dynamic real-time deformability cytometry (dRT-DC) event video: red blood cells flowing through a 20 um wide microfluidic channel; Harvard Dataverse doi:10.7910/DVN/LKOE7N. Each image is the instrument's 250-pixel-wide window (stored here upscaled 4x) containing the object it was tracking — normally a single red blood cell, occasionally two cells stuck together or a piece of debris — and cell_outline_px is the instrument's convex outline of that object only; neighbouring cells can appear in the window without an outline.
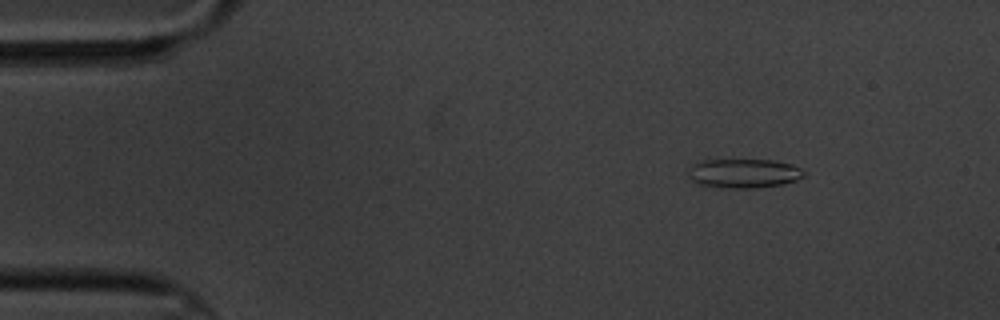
{"species": "common noctule bat (a hibernating species)", "species_latin": "Nyctalus noctula", "temperature_condition": "cold", "stored_images_in_passage": 9, "camera_frame_rate_fps": 3000, "um_per_image_px": 0.085, "animal": {"sex": "male", "body_mass_g": 20.1, "forearm_length_mm": 53.5}, "frame": {"image": 1, "passage_image": 3, "time_ms": 2.333, "image_size_px": [1000, 320], "cell_outline_px": [[804, 176], [796, 180], [784, 184], [752, 188], [732, 188], [700, 184], [692, 180], [688, 176], [692, 164], [704, 160], [772, 160], [792, 164], [800, 168], [804, 172]], "centroid_in_image_um": [63.25, 14.73], "position_along_channel_um": 21.8, "area_um2": 19.42}}
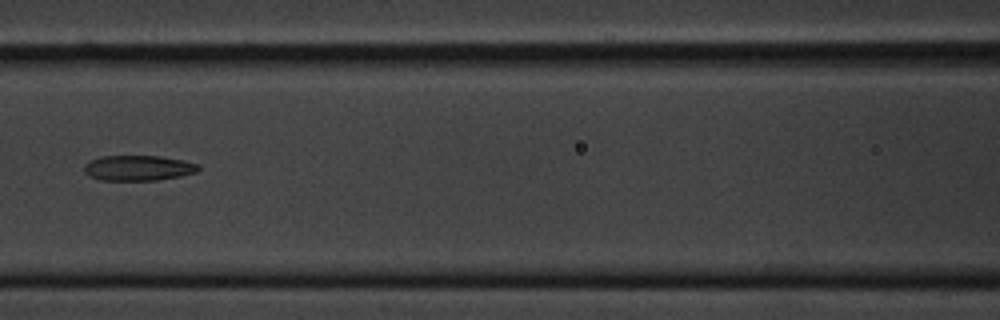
{"frame": {"image": 2, "passage_image": 8, "time_ms": 8.333, "image_size_px": [1000, 320], "cell_outline_px": [[200, 168], [196, 172], [180, 176], [156, 180], [100, 180], [88, 176], [84, 172], [84, 164], [88, 160], [100, 156], [160, 156], [184, 160], [196, 164]], "centroid_in_image_um": [11.69, 14.27], "position_along_channel_um": 154.9, "area_um2": 16.94}}
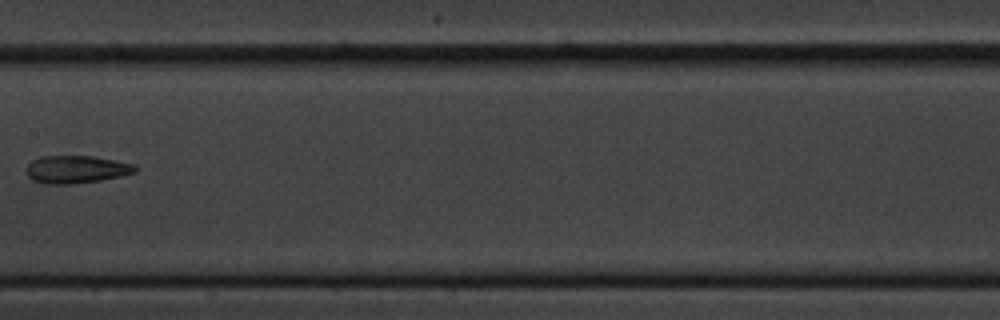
{"frame": {"image": 3, "passage_image": 9, "time_ms": 9.667, "image_size_px": [1000, 320], "cell_outline_px": [[136, 172], [120, 176], [100, 180], [68, 184], [44, 184], [32, 180], [28, 176], [28, 164], [32, 160], [40, 156], [92, 156], [136, 164]], "centroid_in_image_um": [6.48, 14.39], "position_along_channel_um": 200.9, "area_um2": 17.46}}